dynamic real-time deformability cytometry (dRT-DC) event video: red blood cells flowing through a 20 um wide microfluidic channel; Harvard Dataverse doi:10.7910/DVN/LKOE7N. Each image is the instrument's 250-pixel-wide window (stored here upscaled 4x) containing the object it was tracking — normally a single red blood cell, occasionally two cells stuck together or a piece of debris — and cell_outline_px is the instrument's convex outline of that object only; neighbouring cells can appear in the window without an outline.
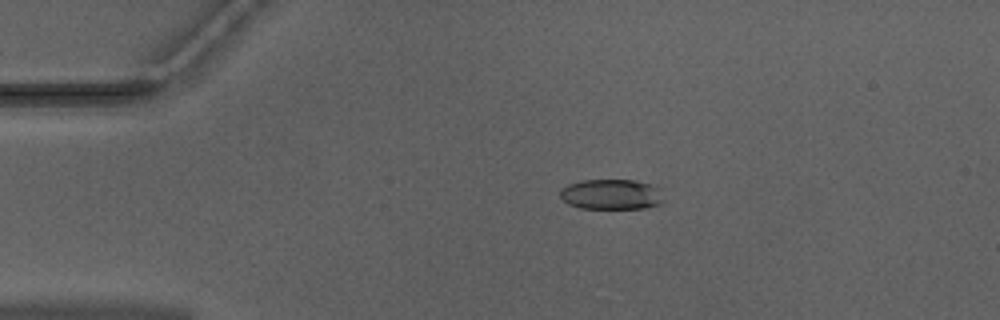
{"species": "Egyptian fruit bat (a non-hibernating species)", "species_latin": "Rousettus aegyptiacus", "temperature_condition": "warm", "stored_images_in_passage": 42, "camera_frame_rate_fps": 3000, "um_per_image_px": 0.085, "animal": {"sex": "male"}, "frame": {"image": 1, "passage_image": 1, "time_ms": 0.0, "image_size_px": [1000, 320], "cell_outline_px": [[664, 200], [660, 204], [644, 208], [580, 208], [568, 204], [560, 196], [560, 192], [568, 184], [580, 180], [636, 180], [648, 184], [656, 188]], "centroid_in_image_um": [51.93, 16.52], "position_along_channel_um": 33.1, "area_um2": 18.03}}
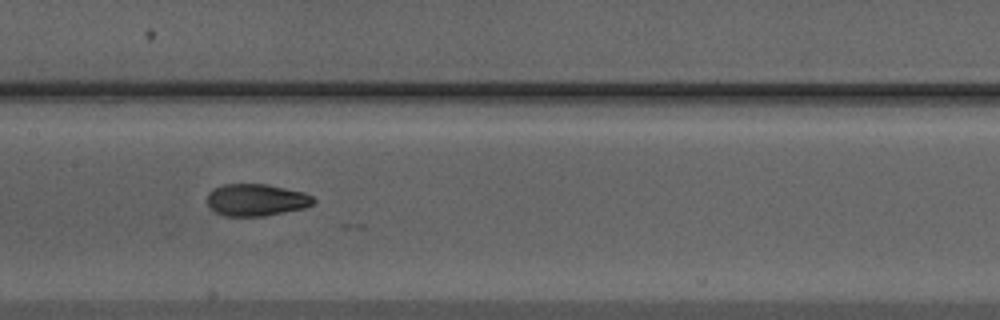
{"frame": {"image": 2, "passage_image": 16, "time_ms": 5.0, "image_size_px": [1000, 320], "cell_outline_px": [[316, 200], [312, 204], [304, 208], [264, 216], [224, 216], [216, 212], [208, 204], [208, 192], [224, 184], [268, 184], [304, 192], [312, 196]], "centroid_in_image_um": [21.8, 16.99], "position_along_channel_um": 185.6, "area_um2": 19.77}}
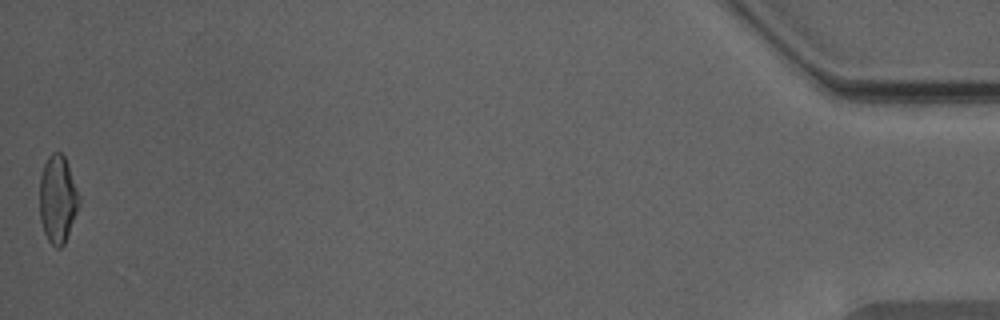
{"frame": {"image": 3, "passage_image": 42, "time_ms": 13.667, "image_size_px": [1000, 320], "cell_outline_px": [[80, 204], [64, 244], [60, 248], [56, 248], [48, 240], [44, 232], [40, 220], [40, 176], [44, 164], [48, 156], [52, 152], [60, 152], [64, 156], [80, 196]], "centroid_in_image_um": [4.9, 16.93], "position_along_channel_um": 430.3, "area_um2": 20.06}, "authors_computed_cell_mechanics": {"area_um2": 19.8832, "velocity_mm_per_s": 3.9865, "shape_relaxation_time_tau1_ms": 6.5579, "shape_relaxation_time_tau2_ms": 1.7769, "deformation_change_tau1": 0.1901, "deformation_change_tau2": 0.0721}}